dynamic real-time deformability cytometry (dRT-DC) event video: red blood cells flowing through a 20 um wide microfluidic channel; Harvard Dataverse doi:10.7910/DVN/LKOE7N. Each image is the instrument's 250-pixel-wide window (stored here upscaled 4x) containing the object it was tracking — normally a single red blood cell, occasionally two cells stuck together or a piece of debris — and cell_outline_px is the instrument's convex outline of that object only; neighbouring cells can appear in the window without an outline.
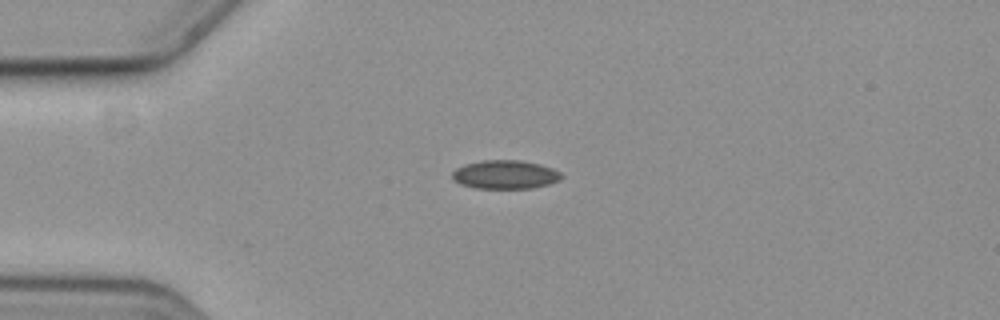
{"species": "common noctule bat (a hibernating species)", "species_latin": "Nyctalus noctula", "temperature_condition": "cold", "stored_images_in_passage": 45, "camera_frame_rate_fps": 3000, "um_per_image_px": 0.085, "animal": {"sex": "female", "body_mass_g": 19.3, "forearm_length_mm": 54.1}, "frame": {"image": 1, "passage_image": 1, "time_ms": 0.0, "image_size_px": [1000, 320], "cell_outline_px": [[564, 176], [560, 180], [548, 184], [532, 188], [476, 188], [460, 184], [452, 180], [452, 172], [456, 168], [464, 164], [480, 160], [520, 160], [540, 164], [552, 168], [560, 172]], "centroid_in_image_um": [42.92, 14.83], "position_along_channel_um": 42.1, "area_um2": 18.38}}
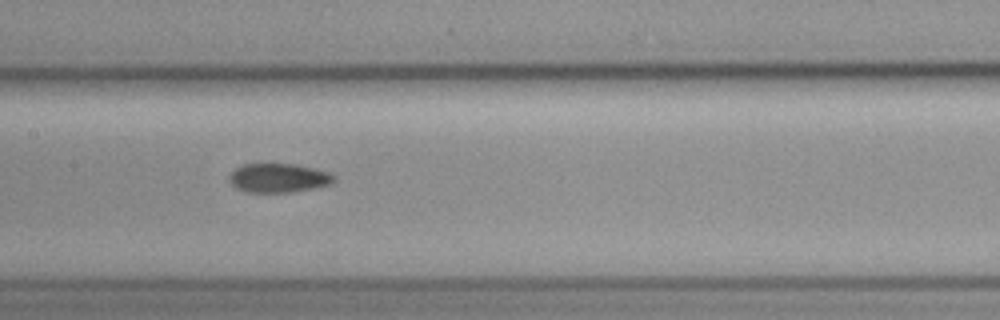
{"frame": {"image": 2, "passage_image": 15, "time_ms": 4.667, "image_size_px": [1000, 320], "cell_outline_px": [[336, 180], [328, 184], [312, 188], [292, 192], [248, 192], [236, 188], [228, 180], [228, 176], [236, 168], [244, 164], [296, 164], [328, 172], [336, 176]], "centroid_in_image_um": [23.65, 15.12], "position_along_channel_um": 183.7, "area_um2": 17.57}}
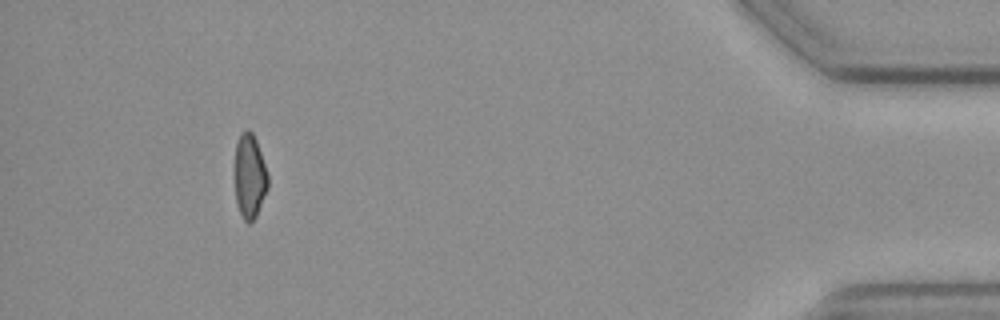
{"frame": {"image": 3, "passage_image": 40, "time_ms": 13.0, "image_size_px": [1000, 320], "cell_outline_px": [[268, 188], [256, 216], [248, 224], [244, 220], [240, 212], [236, 200], [236, 144], [240, 132], [248, 128], [252, 132], [256, 140], [268, 172]], "centroid_in_image_um": [21.24, 14.95], "position_along_channel_um": 414.0, "area_um2": 16.13}}